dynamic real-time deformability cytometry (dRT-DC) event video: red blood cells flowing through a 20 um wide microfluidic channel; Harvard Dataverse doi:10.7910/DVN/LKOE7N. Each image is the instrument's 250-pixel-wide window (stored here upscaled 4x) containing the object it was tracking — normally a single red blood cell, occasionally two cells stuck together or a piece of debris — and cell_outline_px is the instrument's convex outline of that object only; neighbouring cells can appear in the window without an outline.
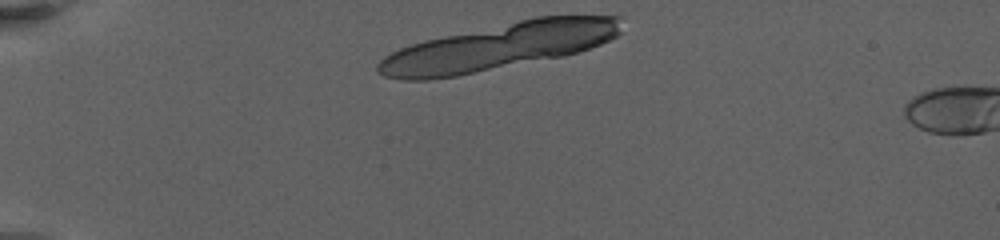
{"species": "human", "species_latin": "Homo sapiens", "temperature_condition": "warm", "stored_images_in_passage": 6, "camera_frame_rate_fps": 3000, "um_per_image_px": 0.085, "donor": {"sex": "female"}, "frame": {"image": 1, "passage_image": 1, "time_ms": 0.0, "image_size_px": [1000, 240], "cell_outline_px": [[620, 32], [616, 36], [600, 44], [564, 56], [456, 76], [428, 80], [404, 80], [384, 76], [376, 72], [376, 64], [384, 56], [400, 48], [424, 40], [536, 16], [620, 16]], "centroid_in_image_um": [42.34, 3.97], "position_along_channel_um": 42.7, "area_um2": 65.83}}